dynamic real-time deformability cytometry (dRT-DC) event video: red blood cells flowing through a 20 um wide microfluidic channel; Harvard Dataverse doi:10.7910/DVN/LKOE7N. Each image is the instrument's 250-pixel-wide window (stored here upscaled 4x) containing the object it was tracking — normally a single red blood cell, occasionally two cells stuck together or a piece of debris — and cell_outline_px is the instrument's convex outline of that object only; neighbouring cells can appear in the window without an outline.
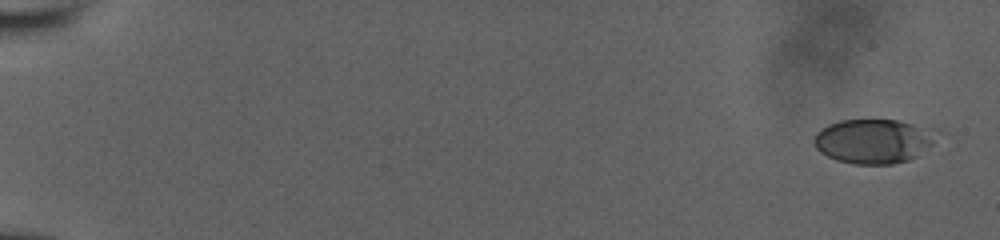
{"species": "human", "species_latin": "Homo sapiens", "temperature_condition": "room temperature", "stored_images_in_passage": 7, "camera_frame_rate_fps": 3000, "um_per_image_px": 0.085, "donor": {"sex": "male"}, "frame": {"image": 1, "passage_image": 1, "time_ms": 0.0, "image_size_px": [1000, 240], "cell_outline_px": [[932, 144], [916, 156], [908, 160], [892, 164], [856, 164], [836, 160], [820, 152], [816, 148], [812, 140], [816, 132], [820, 128], [828, 124], [840, 120], [896, 120], [912, 124], [932, 140]], "centroid_in_image_um": [74.03, 12.02], "position_along_channel_um": 11.0, "area_um2": 30.52}}
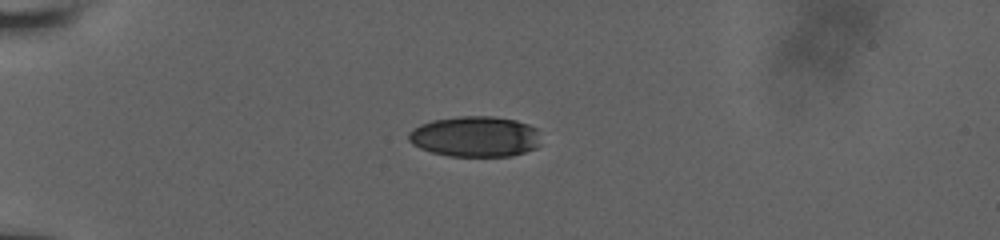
{"frame": {"image": 2, "passage_image": 6, "time_ms": 5.0, "image_size_px": [1000, 240], "cell_outline_px": [[540, 144], [536, 148], [512, 156], [448, 156], [432, 152], [420, 148], [412, 144], [408, 140], [408, 132], [412, 128], [420, 124], [432, 120], [460, 116], [496, 116], [516, 120], [528, 124], [536, 128]], "centroid_in_image_um": [40.37, 11.6], "position_along_channel_um": 44.6, "area_um2": 31.56}}